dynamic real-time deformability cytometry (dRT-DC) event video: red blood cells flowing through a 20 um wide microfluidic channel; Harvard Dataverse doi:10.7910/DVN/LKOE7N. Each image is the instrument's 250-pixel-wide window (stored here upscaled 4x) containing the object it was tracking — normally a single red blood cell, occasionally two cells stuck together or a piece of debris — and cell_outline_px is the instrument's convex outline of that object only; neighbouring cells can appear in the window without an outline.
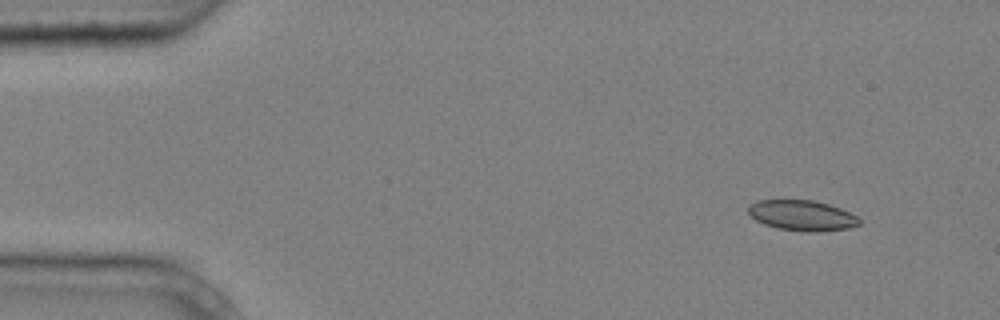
{"species": "common noctule bat (a hibernating species)", "species_latin": "Nyctalus noctula", "temperature_condition": "cold", "stored_images_in_passage": 5, "camera_frame_rate_fps": 3000, "um_per_image_px": 0.085, "animal": {"sex": "male", "body_mass_g": 20.4}, "frame": {"image": 1, "passage_image": 2, "time_ms": 0.333, "image_size_px": [1000, 320], "cell_outline_px": [[860, 224], [848, 228], [816, 232], [808, 232], [780, 228], [764, 224], [756, 220], [748, 212], [748, 204], [756, 200], [812, 200], [828, 204], [840, 208], [856, 216], [860, 220]], "centroid_in_image_um": [68.15, 18.3], "position_along_channel_um": 16.8, "area_um2": 19.54}}
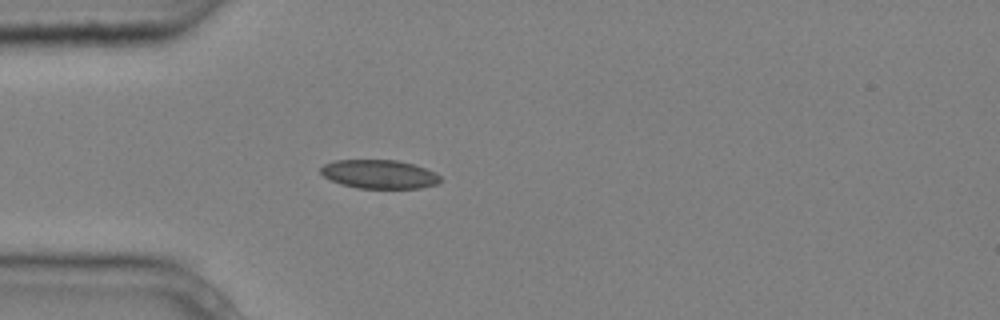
{"frame": {"image": 2, "passage_image": 5, "time_ms": 1.333, "image_size_px": [1000, 320], "cell_outline_px": [[440, 180], [436, 184], [420, 188], [356, 188], [340, 184], [324, 176], [320, 172], [320, 168], [324, 164], [336, 160], [396, 160], [412, 164], [436, 172], [440, 176]], "centroid_in_image_um": [32.22, 14.81], "position_along_channel_um": 52.8, "area_um2": 19.94}}